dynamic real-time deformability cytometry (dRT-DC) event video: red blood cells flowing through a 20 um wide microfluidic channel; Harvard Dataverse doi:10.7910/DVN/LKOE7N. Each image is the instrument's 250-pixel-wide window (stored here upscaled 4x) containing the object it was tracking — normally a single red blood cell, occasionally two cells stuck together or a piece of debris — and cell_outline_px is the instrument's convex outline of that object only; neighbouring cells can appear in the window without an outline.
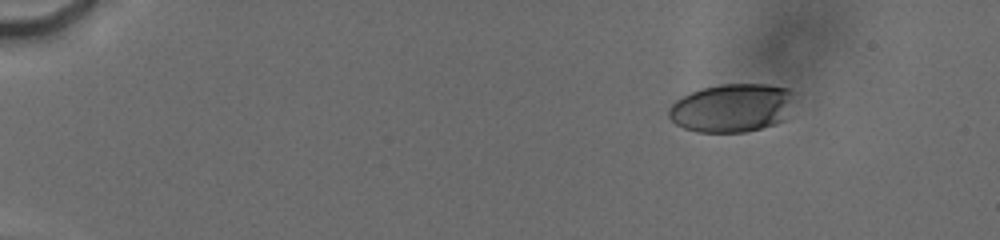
{"species": "human", "species_latin": "Homo sapiens", "temperature_condition": "cold", "stored_images_in_passage": 46, "camera_frame_rate_fps": 3000, "um_per_image_px": 0.085, "donor": {"sex": "male"}, "frame": {"image": 1, "passage_image": 6, "time_ms": 2.667, "image_size_px": [1000, 240], "cell_outline_px": [[796, 92], [784, 120], [776, 124], [744, 132], [696, 132], [684, 128], [676, 124], [668, 116], [668, 112], [672, 104], [676, 100], [692, 92], [704, 88], [720, 84], [768, 84], [788, 88]], "centroid_in_image_um": [62.23, 9.17], "position_along_channel_um": 22.8, "area_um2": 35.43}}
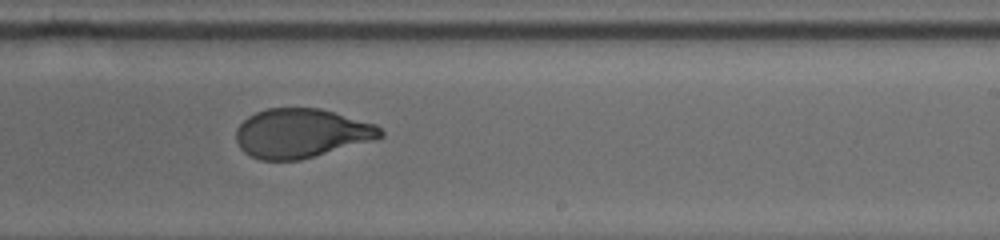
{"frame": {"image": 2, "passage_image": 27, "time_ms": 12.333, "image_size_px": [1000, 240], "cell_outline_px": [[384, 136], [376, 140], [300, 160], [260, 160], [248, 156], [240, 148], [236, 140], [236, 128], [248, 116], [256, 112], [268, 108], [320, 108], [376, 124], [384, 132]], "centroid_in_image_um": [25.61, 11.33], "position_along_channel_um": 263.4, "area_um2": 41.62}}
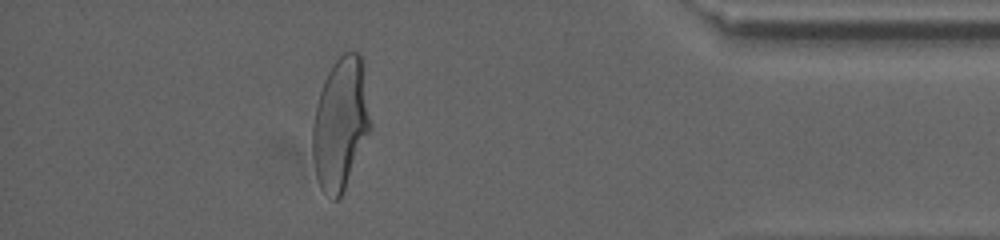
{"frame": {"image": 3, "passage_image": 41, "time_ms": 17.0, "image_size_px": [1000, 240], "cell_outline_px": [[372, 128], [344, 188], [340, 196], [336, 200], [332, 200], [320, 188], [316, 176], [312, 156], [312, 128], [316, 108], [320, 92], [324, 80], [332, 64], [344, 52], [360, 52], [364, 64], [372, 124]], "centroid_in_image_um": [28.96, 10.48], "position_along_channel_um": 406.2, "area_um2": 44.8}, "authors_computed_cell_mechanics": {"area_um2": 42.1073, "velocity_mm_per_s": 3.7829, "shape_relaxation_time_tau1_ms": 3.9901, "shape_relaxation_time_tau2_ms": null, "deformation_change_tau1": 0.173, "deformation_change_tau2": null}}